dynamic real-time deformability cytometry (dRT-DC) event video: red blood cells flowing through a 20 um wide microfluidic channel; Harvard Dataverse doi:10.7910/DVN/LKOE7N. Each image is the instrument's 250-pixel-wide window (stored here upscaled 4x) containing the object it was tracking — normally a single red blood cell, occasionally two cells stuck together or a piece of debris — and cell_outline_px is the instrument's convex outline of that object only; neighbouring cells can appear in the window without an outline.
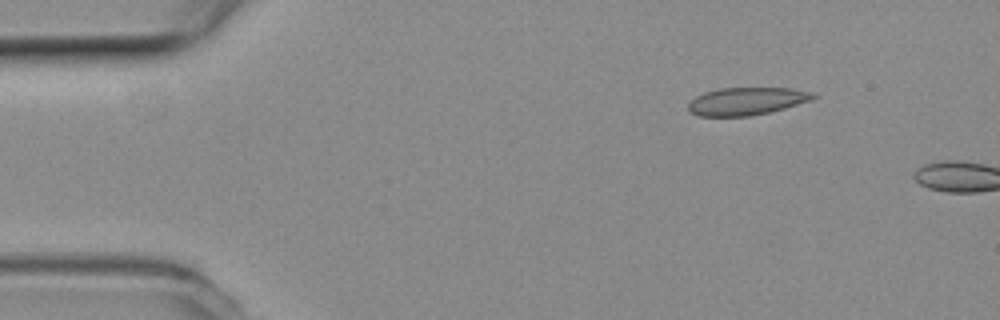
{"species": "common noctule bat (a hibernating species)", "species_latin": "Nyctalus noctula", "temperature_condition": "room temperature", "stored_images_in_passage": 3, "camera_frame_rate_fps": 3000, "um_per_image_px": 0.085, "animal": {"sex": "female", "body_mass_g": 19.3, "forearm_length_mm": 54.1}, "frame": {"image": 1, "passage_image": 2, "time_ms": 0.333, "image_size_px": [1000, 320], "cell_outline_px": [[820, 96], [812, 100], [784, 108], [768, 112], [748, 116], [696, 116], [688, 108], [688, 104], [696, 96], [704, 92], [720, 88], [792, 88], [812, 92]], "centroid_in_image_um": [63.49, 8.59], "position_along_channel_um": 21.5, "area_um2": 20.11}}